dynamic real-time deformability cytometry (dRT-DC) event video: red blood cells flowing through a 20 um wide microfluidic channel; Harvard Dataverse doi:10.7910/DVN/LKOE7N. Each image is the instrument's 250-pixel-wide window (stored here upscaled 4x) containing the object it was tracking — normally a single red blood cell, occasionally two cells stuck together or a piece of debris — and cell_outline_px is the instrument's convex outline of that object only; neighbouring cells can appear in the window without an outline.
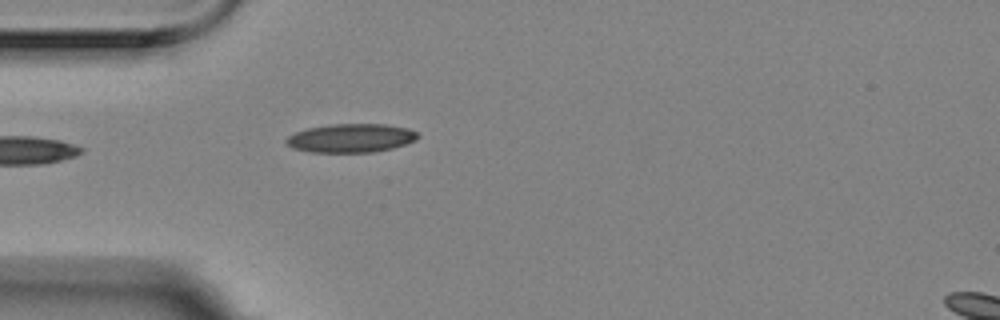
{"species": "Egyptian fruit bat (a non-hibernating species)", "species_latin": "Rousettus aegyptiacus", "temperature_condition": "room temperature", "stored_images_in_passage": 6, "segment_of_instrument_passage": [1, 2], "camera_frame_rate_fps": 3000, "um_per_image_px": 0.085, "animal": {"sex": "female"}, "frame": {"image": 1, "passage_image": 5, "time_ms": 1.333, "image_size_px": [1000, 320], "cell_outline_px": [[420, 136], [416, 140], [392, 148], [376, 152], [308, 152], [292, 148], [284, 140], [288, 136], [296, 132], [308, 128], [332, 124], [384, 124], [408, 128], [416, 132]], "centroid_in_image_um": [29.83, 11.74], "position_along_channel_um": 55.2, "area_um2": 21.96}}